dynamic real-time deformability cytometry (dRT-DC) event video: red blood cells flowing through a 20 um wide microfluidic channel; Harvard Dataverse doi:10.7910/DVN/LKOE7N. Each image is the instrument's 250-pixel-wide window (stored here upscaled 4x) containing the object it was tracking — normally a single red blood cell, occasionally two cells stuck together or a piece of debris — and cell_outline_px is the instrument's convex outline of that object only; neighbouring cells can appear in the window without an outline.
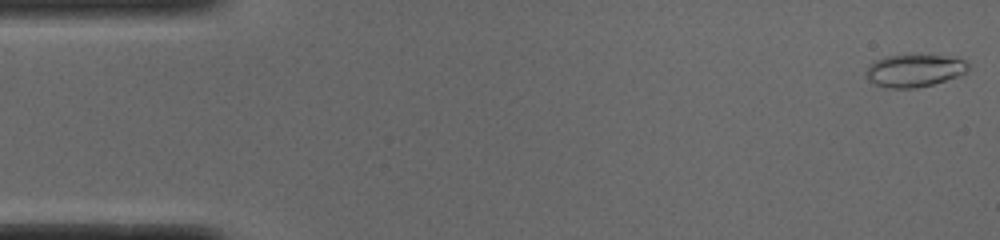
{"species": "common noctule bat (a hibernating species)", "species_latin": "Nyctalus noctula", "temperature_condition": "cold", "stored_images_in_passage": 51, "camera_frame_rate_fps": 3000, "um_per_image_px": 0.085, "animal": {"sex": "male", "body_mass_g": 19.0, "forearm_length_mm": 50.8}, "frame": {"image": 1, "passage_image": 1, "time_ms": 0.0, "image_size_px": [1000, 240], "cell_outline_px": [[968, 68], [964, 72], [956, 76], [932, 84], [916, 88], [884, 88], [868, 80], [864, 76], [864, 72], [868, 64], [884, 56], [944, 56], [964, 60], [968, 64]], "centroid_in_image_um": [77.61, 6.01], "position_along_channel_um": 7.4, "area_um2": 19.07}}
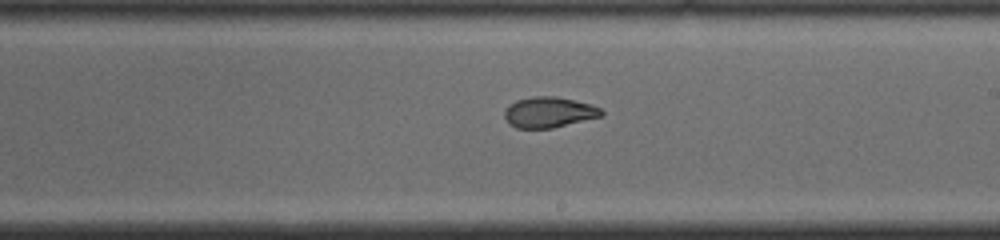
{"frame": {"image": 2, "passage_image": 29, "time_ms": 9.333, "image_size_px": [1000, 240], "cell_outline_px": [[604, 116], [552, 128], [516, 128], [504, 116], [504, 112], [516, 100], [532, 96], [556, 96], [592, 104], [600, 108], [604, 112]], "centroid_in_image_um": [46.73, 9.53], "position_along_channel_um": 242.3, "area_um2": 17.22}}
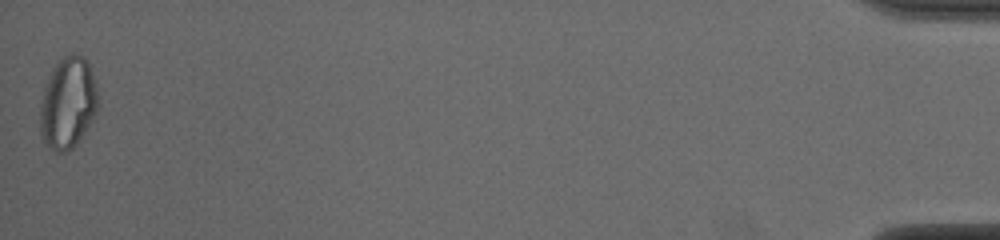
{"frame": {"image": 3, "passage_image": 51, "time_ms": 16.667, "image_size_px": [1000, 240], "cell_outline_px": [[96, 112], [92, 120], [72, 148], [64, 152], [56, 152], [40, 136], [40, 100], [44, 88], [52, 68], [64, 56], [76, 52], [84, 56], [88, 60], [96, 84]], "centroid_in_image_um": [5.75, 8.71], "position_along_channel_um": 429.4, "area_um2": 30.58}, "authors_computed_cell_mechanics": {"area_um2": 18.6116, "velocity_mm_per_s": 3.9024, "shape_relaxation_time_tau1_ms": null, "shape_relaxation_time_tau2_ms": 1.5552, "deformation_change_tau1": null, "deformation_change_tau2": 0.0668}}